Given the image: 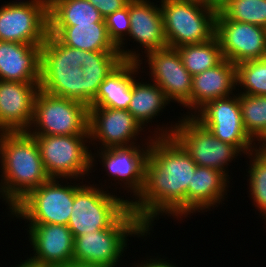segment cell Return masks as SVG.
<instances>
[{
  "mask_svg": "<svg viewBox=\"0 0 266 267\" xmlns=\"http://www.w3.org/2000/svg\"><path fill=\"white\" fill-rule=\"evenodd\" d=\"M176 49L184 67L192 76L216 66L223 59L216 36L200 44L183 45Z\"/></svg>",
  "mask_w": 266,
  "mask_h": 267,
  "instance_id": "cell-28",
  "label": "cell"
},
{
  "mask_svg": "<svg viewBox=\"0 0 266 267\" xmlns=\"http://www.w3.org/2000/svg\"><path fill=\"white\" fill-rule=\"evenodd\" d=\"M244 157L249 158L248 169H246L249 184H247L248 197L252 200V206L255 205V209L257 208L255 212L258 211L262 220L265 219L266 225V154L254 150Z\"/></svg>",
  "mask_w": 266,
  "mask_h": 267,
  "instance_id": "cell-29",
  "label": "cell"
},
{
  "mask_svg": "<svg viewBox=\"0 0 266 267\" xmlns=\"http://www.w3.org/2000/svg\"><path fill=\"white\" fill-rule=\"evenodd\" d=\"M89 107L84 103L39 90L30 135H89Z\"/></svg>",
  "mask_w": 266,
  "mask_h": 267,
  "instance_id": "cell-10",
  "label": "cell"
},
{
  "mask_svg": "<svg viewBox=\"0 0 266 267\" xmlns=\"http://www.w3.org/2000/svg\"><path fill=\"white\" fill-rule=\"evenodd\" d=\"M32 254L21 262L27 267H68L73 263L74 237L67 225L28 224ZM32 255V256H31Z\"/></svg>",
  "mask_w": 266,
  "mask_h": 267,
  "instance_id": "cell-17",
  "label": "cell"
},
{
  "mask_svg": "<svg viewBox=\"0 0 266 267\" xmlns=\"http://www.w3.org/2000/svg\"><path fill=\"white\" fill-rule=\"evenodd\" d=\"M170 125L162 123L154 128L152 136H173L201 167H210L224 173L232 181L227 168L244 153L237 147L216 138L193 116H180ZM243 154V155H242ZM239 156V157H238ZM235 158V159H234ZM231 177V178H230Z\"/></svg>",
  "mask_w": 266,
  "mask_h": 267,
  "instance_id": "cell-4",
  "label": "cell"
},
{
  "mask_svg": "<svg viewBox=\"0 0 266 267\" xmlns=\"http://www.w3.org/2000/svg\"><path fill=\"white\" fill-rule=\"evenodd\" d=\"M0 163V199L8 212L50 179L38 143L27 131L0 132Z\"/></svg>",
  "mask_w": 266,
  "mask_h": 267,
  "instance_id": "cell-2",
  "label": "cell"
},
{
  "mask_svg": "<svg viewBox=\"0 0 266 267\" xmlns=\"http://www.w3.org/2000/svg\"><path fill=\"white\" fill-rule=\"evenodd\" d=\"M255 150L266 154V132L264 135L257 141V144H255Z\"/></svg>",
  "mask_w": 266,
  "mask_h": 267,
  "instance_id": "cell-36",
  "label": "cell"
},
{
  "mask_svg": "<svg viewBox=\"0 0 266 267\" xmlns=\"http://www.w3.org/2000/svg\"><path fill=\"white\" fill-rule=\"evenodd\" d=\"M141 67L137 61L123 60L101 83L96 97L88 107L128 110L132 99V84L139 77Z\"/></svg>",
  "mask_w": 266,
  "mask_h": 267,
  "instance_id": "cell-23",
  "label": "cell"
},
{
  "mask_svg": "<svg viewBox=\"0 0 266 267\" xmlns=\"http://www.w3.org/2000/svg\"><path fill=\"white\" fill-rule=\"evenodd\" d=\"M49 34L68 47L85 51H118L108 36L105 22L49 26Z\"/></svg>",
  "mask_w": 266,
  "mask_h": 267,
  "instance_id": "cell-24",
  "label": "cell"
},
{
  "mask_svg": "<svg viewBox=\"0 0 266 267\" xmlns=\"http://www.w3.org/2000/svg\"><path fill=\"white\" fill-rule=\"evenodd\" d=\"M74 181V202L67 224L74 238L90 231L111 227L130 208V197L127 198L124 194V198L115 191L110 192L108 187L112 190L111 186L100 184V180L99 184H90L88 181L84 184L83 180L81 182L79 179Z\"/></svg>",
  "mask_w": 266,
  "mask_h": 267,
  "instance_id": "cell-6",
  "label": "cell"
},
{
  "mask_svg": "<svg viewBox=\"0 0 266 267\" xmlns=\"http://www.w3.org/2000/svg\"><path fill=\"white\" fill-rule=\"evenodd\" d=\"M194 1H199V2L205 3V0H194Z\"/></svg>",
  "mask_w": 266,
  "mask_h": 267,
  "instance_id": "cell-40",
  "label": "cell"
},
{
  "mask_svg": "<svg viewBox=\"0 0 266 267\" xmlns=\"http://www.w3.org/2000/svg\"><path fill=\"white\" fill-rule=\"evenodd\" d=\"M39 83L0 80V132L29 129Z\"/></svg>",
  "mask_w": 266,
  "mask_h": 267,
  "instance_id": "cell-19",
  "label": "cell"
},
{
  "mask_svg": "<svg viewBox=\"0 0 266 267\" xmlns=\"http://www.w3.org/2000/svg\"><path fill=\"white\" fill-rule=\"evenodd\" d=\"M73 181L74 179L50 178L32 190L7 216L22 219L28 224L67 225L75 195Z\"/></svg>",
  "mask_w": 266,
  "mask_h": 267,
  "instance_id": "cell-8",
  "label": "cell"
},
{
  "mask_svg": "<svg viewBox=\"0 0 266 267\" xmlns=\"http://www.w3.org/2000/svg\"><path fill=\"white\" fill-rule=\"evenodd\" d=\"M104 20L110 40L118 47L130 32L129 2Z\"/></svg>",
  "mask_w": 266,
  "mask_h": 267,
  "instance_id": "cell-33",
  "label": "cell"
},
{
  "mask_svg": "<svg viewBox=\"0 0 266 267\" xmlns=\"http://www.w3.org/2000/svg\"><path fill=\"white\" fill-rule=\"evenodd\" d=\"M152 137L151 134L149 136L147 135V138H144L140 144L128 147L97 149V151L95 150L92 153V171L94 170L93 172H95L94 166L99 161L100 165L104 168L103 171L107 173L106 176L112 178L108 182L110 180L114 181L110 183L111 186H115L116 193L117 186L120 185L119 189L122 191V188H124L123 193L127 190L126 192L131 197L130 203L138 197L143 189L145 164Z\"/></svg>",
  "mask_w": 266,
  "mask_h": 267,
  "instance_id": "cell-11",
  "label": "cell"
},
{
  "mask_svg": "<svg viewBox=\"0 0 266 267\" xmlns=\"http://www.w3.org/2000/svg\"><path fill=\"white\" fill-rule=\"evenodd\" d=\"M119 51H86L81 65L85 78V105L96 97L101 83L121 62Z\"/></svg>",
  "mask_w": 266,
  "mask_h": 267,
  "instance_id": "cell-26",
  "label": "cell"
},
{
  "mask_svg": "<svg viewBox=\"0 0 266 267\" xmlns=\"http://www.w3.org/2000/svg\"><path fill=\"white\" fill-rule=\"evenodd\" d=\"M236 65L223 58L216 66L193 76L190 116L206 103L236 93Z\"/></svg>",
  "mask_w": 266,
  "mask_h": 267,
  "instance_id": "cell-20",
  "label": "cell"
},
{
  "mask_svg": "<svg viewBox=\"0 0 266 267\" xmlns=\"http://www.w3.org/2000/svg\"><path fill=\"white\" fill-rule=\"evenodd\" d=\"M196 167L197 164L172 135L152 137L145 164L144 186L130 203L131 211L151 232L155 220L161 216H172L181 223L188 217V186L192 185Z\"/></svg>",
  "mask_w": 266,
  "mask_h": 267,
  "instance_id": "cell-1",
  "label": "cell"
},
{
  "mask_svg": "<svg viewBox=\"0 0 266 267\" xmlns=\"http://www.w3.org/2000/svg\"><path fill=\"white\" fill-rule=\"evenodd\" d=\"M68 267H108V266H103V265H91V264H81V263H72Z\"/></svg>",
  "mask_w": 266,
  "mask_h": 267,
  "instance_id": "cell-38",
  "label": "cell"
},
{
  "mask_svg": "<svg viewBox=\"0 0 266 267\" xmlns=\"http://www.w3.org/2000/svg\"><path fill=\"white\" fill-rule=\"evenodd\" d=\"M230 179L217 169L197 166L188 186V217L212 211L228 198ZM227 196V197H225ZM212 208V209H211Z\"/></svg>",
  "mask_w": 266,
  "mask_h": 267,
  "instance_id": "cell-22",
  "label": "cell"
},
{
  "mask_svg": "<svg viewBox=\"0 0 266 267\" xmlns=\"http://www.w3.org/2000/svg\"><path fill=\"white\" fill-rule=\"evenodd\" d=\"M103 18L125 7L130 0H88Z\"/></svg>",
  "mask_w": 266,
  "mask_h": 267,
  "instance_id": "cell-34",
  "label": "cell"
},
{
  "mask_svg": "<svg viewBox=\"0 0 266 267\" xmlns=\"http://www.w3.org/2000/svg\"><path fill=\"white\" fill-rule=\"evenodd\" d=\"M236 87L238 94L266 96V56L236 65Z\"/></svg>",
  "mask_w": 266,
  "mask_h": 267,
  "instance_id": "cell-30",
  "label": "cell"
},
{
  "mask_svg": "<svg viewBox=\"0 0 266 267\" xmlns=\"http://www.w3.org/2000/svg\"><path fill=\"white\" fill-rule=\"evenodd\" d=\"M41 45L0 41V80L40 82Z\"/></svg>",
  "mask_w": 266,
  "mask_h": 267,
  "instance_id": "cell-21",
  "label": "cell"
},
{
  "mask_svg": "<svg viewBox=\"0 0 266 267\" xmlns=\"http://www.w3.org/2000/svg\"><path fill=\"white\" fill-rule=\"evenodd\" d=\"M239 104L245 130L257 142L266 132V96L239 94Z\"/></svg>",
  "mask_w": 266,
  "mask_h": 267,
  "instance_id": "cell-31",
  "label": "cell"
},
{
  "mask_svg": "<svg viewBox=\"0 0 266 267\" xmlns=\"http://www.w3.org/2000/svg\"><path fill=\"white\" fill-rule=\"evenodd\" d=\"M48 33V0L5 1L0 6V41L43 44Z\"/></svg>",
  "mask_w": 266,
  "mask_h": 267,
  "instance_id": "cell-12",
  "label": "cell"
},
{
  "mask_svg": "<svg viewBox=\"0 0 266 267\" xmlns=\"http://www.w3.org/2000/svg\"><path fill=\"white\" fill-rule=\"evenodd\" d=\"M146 78L147 77H145L144 80V77H138V79L133 82L132 99L128 111L141 124V126L147 130L152 127L151 123L159 118L158 116L162 115L160 113H163L164 109H167L166 106L171 103L166 98L163 90L150 80L146 82Z\"/></svg>",
  "mask_w": 266,
  "mask_h": 267,
  "instance_id": "cell-25",
  "label": "cell"
},
{
  "mask_svg": "<svg viewBox=\"0 0 266 267\" xmlns=\"http://www.w3.org/2000/svg\"><path fill=\"white\" fill-rule=\"evenodd\" d=\"M49 26H75L105 22L88 0H48Z\"/></svg>",
  "mask_w": 266,
  "mask_h": 267,
  "instance_id": "cell-27",
  "label": "cell"
},
{
  "mask_svg": "<svg viewBox=\"0 0 266 267\" xmlns=\"http://www.w3.org/2000/svg\"><path fill=\"white\" fill-rule=\"evenodd\" d=\"M150 257L151 258L149 259L148 255H147V258H145L144 261L141 260V262H140L139 260H137L138 262L137 263L134 262V264H132V266L130 265V267H179L176 265V263L174 264V262H172L170 260H166L168 257H166V258L162 257L161 258V257H159V255L158 256H150Z\"/></svg>",
  "mask_w": 266,
  "mask_h": 267,
  "instance_id": "cell-35",
  "label": "cell"
},
{
  "mask_svg": "<svg viewBox=\"0 0 266 267\" xmlns=\"http://www.w3.org/2000/svg\"><path fill=\"white\" fill-rule=\"evenodd\" d=\"M193 117L221 141L237 146L244 155L255 150L256 142L245 130L239 94L209 101Z\"/></svg>",
  "mask_w": 266,
  "mask_h": 267,
  "instance_id": "cell-15",
  "label": "cell"
},
{
  "mask_svg": "<svg viewBox=\"0 0 266 267\" xmlns=\"http://www.w3.org/2000/svg\"><path fill=\"white\" fill-rule=\"evenodd\" d=\"M168 47L200 44L215 36L217 9L194 0H160Z\"/></svg>",
  "mask_w": 266,
  "mask_h": 267,
  "instance_id": "cell-7",
  "label": "cell"
},
{
  "mask_svg": "<svg viewBox=\"0 0 266 267\" xmlns=\"http://www.w3.org/2000/svg\"><path fill=\"white\" fill-rule=\"evenodd\" d=\"M218 10L229 20L266 28V0H228Z\"/></svg>",
  "mask_w": 266,
  "mask_h": 267,
  "instance_id": "cell-32",
  "label": "cell"
},
{
  "mask_svg": "<svg viewBox=\"0 0 266 267\" xmlns=\"http://www.w3.org/2000/svg\"><path fill=\"white\" fill-rule=\"evenodd\" d=\"M50 178L90 179L92 151L89 135H32Z\"/></svg>",
  "mask_w": 266,
  "mask_h": 267,
  "instance_id": "cell-9",
  "label": "cell"
},
{
  "mask_svg": "<svg viewBox=\"0 0 266 267\" xmlns=\"http://www.w3.org/2000/svg\"><path fill=\"white\" fill-rule=\"evenodd\" d=\"M88 131L93 149H108L139 144V135L141 139L145 138L147 130L128 110L89 107Z\"/></svg>",
  "mask_w": 266,
  "mask_h": 267,
  "instance_id": "cell-16",
  "label": "cell"
},
{
  "mask_svg": "<svg viewBox=\"0 0 266 267\" xmlns=\"http://www.w3.org/2000/svg\"><path fill=\"white\" fill-rule=\"evenodd\" d=\"M150 233L151 231L129 208L111 227L90 231L74 238L73 262L120 266L119 263L124 259L122 257L128 249L129 238L147 239Z\"/></svg>",
  "mask_w": 266,
  "mask_h": 267,
  "instance_id": "cell-3",
  "label": "cell"
},
{
  "mask_svg": "<svg viewBox=\"0 0 266 267\" xmlns=\"http://www.w3.org/2000/svg\"><path fill=\"white\" fill-rule=\"evenodd\" d=\"M129 17L130 32L128 37L117 47L122 60L138 62L147 52L168 46L164 34L160 3L158 5L151 0H130ZM127 40H132L133 43H137L136 46H139L135 49H132V46L127 49L128 45H125L128 43ZM143 49L144 51H142Z\"/></svg>",
  "mask_w": 266,
  "mask_h": 267,
  "instance_id": "cell-14",
  "label": "cell"
},
{
  "mask_svg": "<svg viewBox=\"0 0 266 267\" xmlns=\"http://www.w3.org/2000/svg\"><path fill=\"white\" fill-rule=\"evenodd\" d=\"M138 64L140 66L144 64L141 73L149 74L150 78L148 80H151L163 90L169 102L178 103L180 107L187 109L186 114L183 112L180 115L190 116L193 76L184 67L177 49L167 46L163 49L147 52L146 55L141 57ZM144 67H149L147 72L146 70L143 71Z\"/></svg>",
  "mask_w": 266,
  "mask_h": 267,
  "instance_id": "cell-13",
  "label": "cell"
},
{
  "mask_svg": "<svg viewBox=\"0 0 266 267\" xmlns=\"http://www.w3.org/2000/svg\"><path fill=\"white\" fill-rule=\"evenodd\" d=\"M19 264H16V266H13V267H22V262H18Z\"/></svg>",
  "mask_w": 266,
  "mask_h": 267,
  "instance_id": "cell-39",
  "label": "cell"
},
{
  "mask_svg": "<svg viewBox=\"0 0 266 267\" xmlns=\"http://www.w3.org/2000/svg\"><path fill=\"white\" fill-rule=\"evenodd\" d=\"M85 52L62 44L48 33L41 45L40 89L85 104V78L81 68Z\"/></svg>",
  "mask_w": 266,
  "mask_h": 267,
  "instance_id": "cell-5",
  "label": "cell"
},
{
  "mask_svg": "<svg viewBox=\"0 0 266 267\" xmlns=\"http://www.w3.org/2000/svg\"><path fill=\"white\" fill-rule=\"evenodd\" d=\"M215 36L223 58L235 65L266 56V28L229 20L219 10L215 19Z\"/></svg>",
  "mask_w": 266,
  "mask_h": 267,
  "instance_id": "cell-18",
  "label": "cell"
},
{
  "mask_svg": "<svg viewBox=\"0 0 266 267\" xmlns=\"http://www.w3.org/2000/svg\"><path fill=\"white\" fill-rule=\"evenodd\" d=\"M228 0H205V3L217 10L221 8Z\"/></svg>",
  "mask_w": 266,
  "mask_h": 267,
  "instance_id": "cell-37",
  "label": "cell"
}]
</instances>
